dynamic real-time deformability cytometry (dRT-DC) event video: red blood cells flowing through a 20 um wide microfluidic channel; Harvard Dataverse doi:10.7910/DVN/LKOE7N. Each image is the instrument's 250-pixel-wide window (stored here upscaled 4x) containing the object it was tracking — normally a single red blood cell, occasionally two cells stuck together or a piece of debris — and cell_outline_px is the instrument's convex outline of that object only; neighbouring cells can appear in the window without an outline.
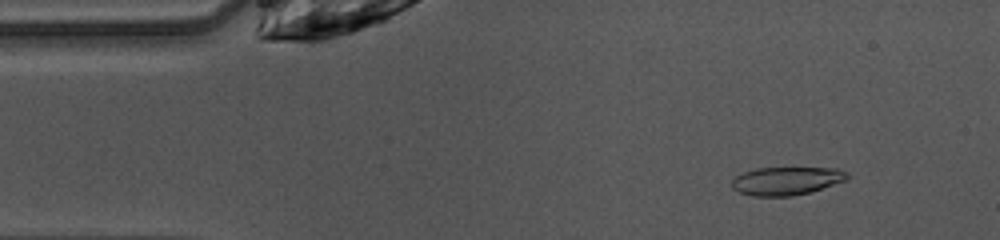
{"species": "common noctule bat (a hibernating species)", "species_latin": "Nyctalus noctula", "temperature_condition": "warm", "stored_images_in_passage": 46, "camera_frame_rate_fps": 3000, "um_per_image_px": 0.085, "animal": {"sex": "female", "body_mass_g": 10.0, "forearm_length_mm": 53.1}, "frame": {"image": 1, "passage_image": 3, "time_ms": 0.667, "image_size_px": [1000, 240], "cell_outline_px": [[848, 180], [808, 192], [792, 196], [752, 196], [740, 192], [732, 188], [732, 180], [736, 176], [744, 172], [756, 168], [840, 168], [848, 172]], "centroid_in_image_um": [66.87, 15.37], "position_along_channel_um": 18.1, "area_um2": 18.9}}
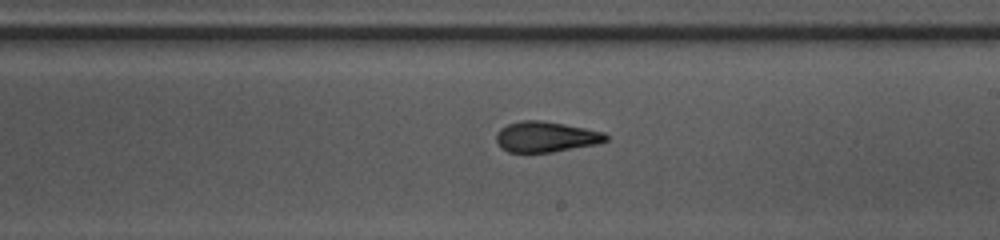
{"frame": {"image": 2, "passage_image": 24, "time_ms": 7.667, "image_size_px": [1000, 240], "cell_outline_px": [[608, 140], [596, 144], [552, 152], [508, 152], [500, 148], [496, 140], [496, 132], [500, 128], [508, 124], [520, 120], [540, 120], [564, 124], [604, 132], [608, 136]], "centroid_in_image_um": [46.36, 11.63], "position_along_channel_um": 242.6, "area_um2": 19.54}}
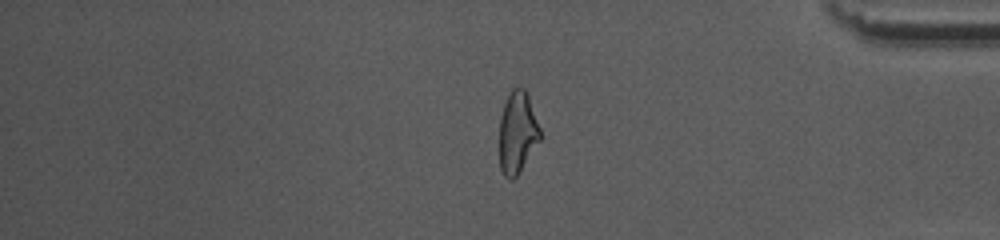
{"frame": {"image": 3, "passage_image": 37, "time_ms": 12.0, "image_size_px": [1000, 240], "cell_outline_px": [[540, 140], [516, 176], [512, 180], [508, 180], [504, 176], [500, 168], [500, 116], [508, 92], [512, 88], [524, 88], [528, 92], [540, 128]], "centroid_in_image_um": [43.98, 11.22], "position_along_channel_um": 391.2, "area_um2": 19.48}, "authors_computed_cell_mechanics": {"area_um2": 19.8254, "velocity_mm_per_s": 4.0757, "shape_relaxation_time_tau1_ms": 5.4133, "shape_relaxation_time_tau2_ms": 1.9011, "deformation_change_tau1": 0.2104, "deformation_change_tau2": 0.1072}}